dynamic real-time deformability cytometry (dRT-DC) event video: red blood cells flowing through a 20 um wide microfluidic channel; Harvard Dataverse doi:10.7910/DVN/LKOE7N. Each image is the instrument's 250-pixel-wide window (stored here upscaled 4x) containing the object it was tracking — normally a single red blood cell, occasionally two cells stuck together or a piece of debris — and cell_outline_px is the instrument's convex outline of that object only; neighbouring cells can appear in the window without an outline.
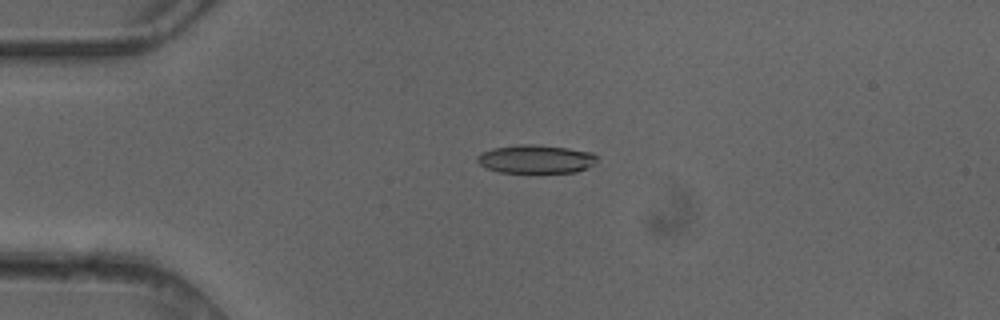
{"species": "common noctule bat (a hibernating species)", "species_latin": "Nyctalus noctula", "temperature_condition": "cold", "stored_images_in_passage": 4, "camera_frame_rate_fps": 3000, "um_per_image_px": 0.085, "animal": {"sex": "female"}, "frame": {"image": 1, "passage_image": 3, "time_ms": 0.667, "image_size_px": [1000, 320], "cell_outline_px": [[596, 160], [592, 164], [576, 172], [500, 172], [488, 168], [480, 164], [476, 160], [476, 156], [492, 148], [516, 144], [536, 144], [568, 148], [592, 152], [596, 156]], "centroid_in_image_um": [45.52, 13.5], "position_along_channel_um": 39.5, "area_um2": 19.65}}